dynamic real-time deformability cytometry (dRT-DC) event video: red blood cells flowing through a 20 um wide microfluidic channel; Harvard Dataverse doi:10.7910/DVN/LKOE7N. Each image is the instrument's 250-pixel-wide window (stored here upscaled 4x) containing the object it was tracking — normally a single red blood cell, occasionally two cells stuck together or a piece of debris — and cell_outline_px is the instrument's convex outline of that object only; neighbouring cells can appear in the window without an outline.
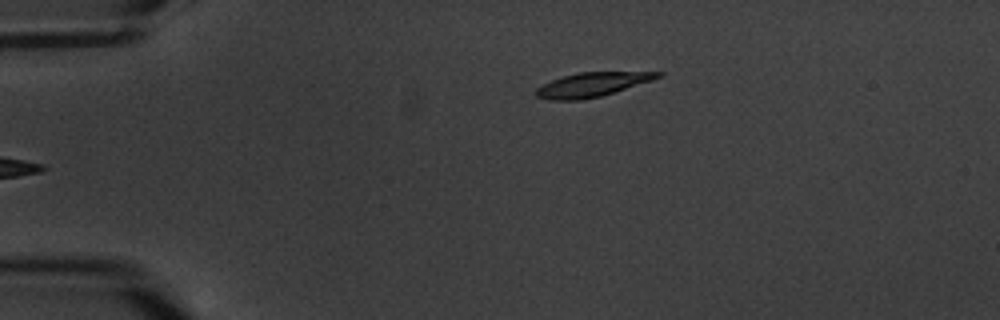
{"species": "common noctule bat (a hibernating species)", "species_latin": "Nyctalus noctula", "temperature_condition": "warm", "stored_images_in_passage": 6, "camera_frame_rate_fps": 3000, "um_per_image_px": 0.085, "animal": {"sex": "male", "body_mass_g": 20.1, "forearm_length_mm": 53.5}, "frame": {"image": 1, "passage_image": 6, "time_ms": 6.667, "image_size_px": [1000, 320], "cell_outline_px": [[664, 76], [652, 80], [600, 96], [580, 100], [548, 100], [536, 96], [532, 92], [536, 88], [552, 80], [564, 76], [580, 72], [664, 72]], "centroid_in_image_um": [50.29, 7.19], "position_along_channel_um": 34.7, "area_um2": 16.99}}